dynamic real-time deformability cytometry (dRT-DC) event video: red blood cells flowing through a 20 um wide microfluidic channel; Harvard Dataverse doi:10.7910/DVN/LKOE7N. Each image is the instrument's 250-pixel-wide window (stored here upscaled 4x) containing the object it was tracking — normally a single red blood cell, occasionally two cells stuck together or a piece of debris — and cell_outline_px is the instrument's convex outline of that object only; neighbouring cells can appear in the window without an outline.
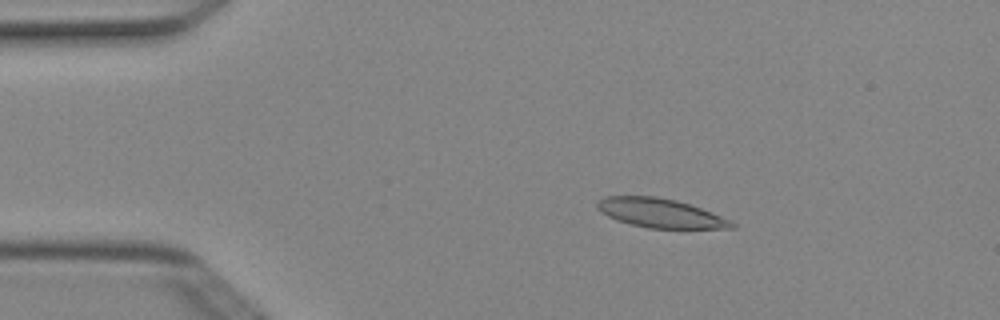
{"species": "Egyptian fruit bat (a non-hibernating species)", "species_latin": "Rousettus aegyptiacus", "temperature_condition": "cold", "stored_images_in_passage": 3, "camera_frame_rate_fps": 3000, "um_per_image_px": 0.085, "animal": {"sex": "female"}, "frame": {"image": 1, "passage_image": 2, "time_ms": 0.333, "image_size_px": [1000, 320], "cell_outline_px": [[736, 228], [648, 228], [616, 220], [600, 212], [596, 208], [596, 204], [604, 196], [656, 196], [676, 200], [700, 208], [732, 220], [736, 224]], "centroid_in_image_um": [56.12, 18.11], "position_along_channel_um": 28.9, "area_um2": 22.72}}